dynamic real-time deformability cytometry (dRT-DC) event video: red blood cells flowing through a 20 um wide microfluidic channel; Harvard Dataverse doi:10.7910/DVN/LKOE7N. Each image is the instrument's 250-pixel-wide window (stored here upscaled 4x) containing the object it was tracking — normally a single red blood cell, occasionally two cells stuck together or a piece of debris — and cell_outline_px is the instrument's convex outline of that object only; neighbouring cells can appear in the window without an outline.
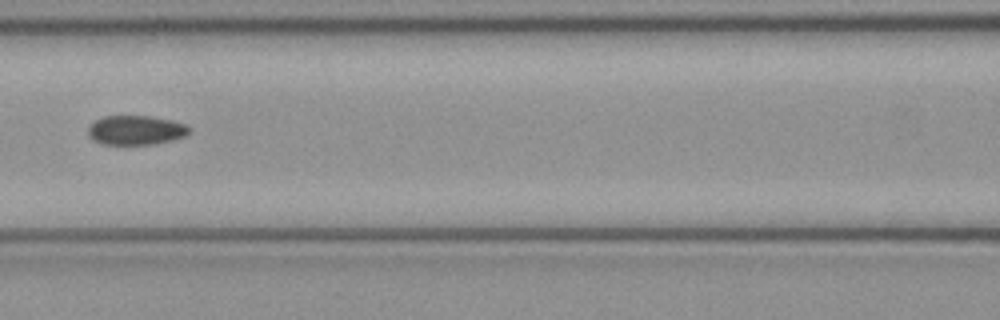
{"species": "common noctule bat (a hibernating species)", "species_latin": "Nyctalus noctula", "temperature_condition": "cold", "stored_images_in_passage": 6, "camera_frame_rate_fps": 3000, "um_per_image_px": 0.085, "animal": {"sex": "female", "body_mass_g": 21.9}, "frame": {"image": 1, "passage_image": 6, "time_ms": 1.667, "image_size_px": [1000, 320], "cell_outline_px": [[192, 128], [184, 136], [152, 144], [100, 144], [92, 140], [88, 136], [88, 128], [96, 120], [104, 116], [148, 116], [172, 120], [184, 124]], "centroid_in_image_um": [11.5, 11.06], "position_along_channel_um": 155.1, "area_um2": 17.11}}